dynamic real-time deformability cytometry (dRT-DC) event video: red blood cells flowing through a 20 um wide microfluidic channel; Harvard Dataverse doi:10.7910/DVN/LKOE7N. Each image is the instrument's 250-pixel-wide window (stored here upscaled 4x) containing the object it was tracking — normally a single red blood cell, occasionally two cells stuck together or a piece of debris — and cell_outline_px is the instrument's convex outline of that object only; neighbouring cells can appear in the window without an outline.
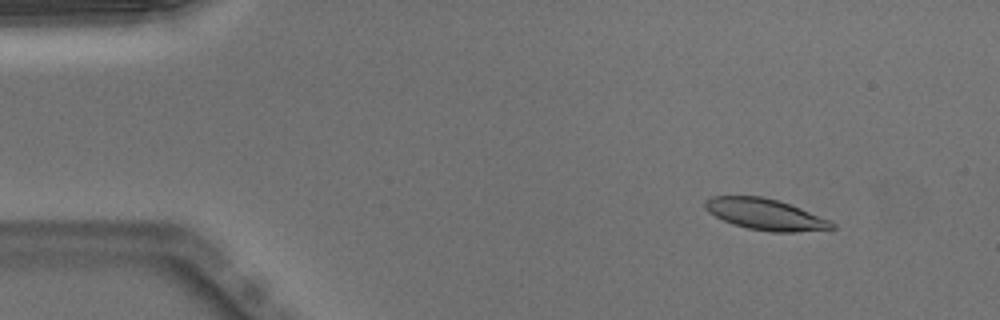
{"species": "Egyptian fruit bat (a non-hibernating species)", "species_latin": "Rousettus aegyptiacus", "temperature_condition": "warm", "stored_images_in_passage": 51, "camera_frame_rate_fps": 3000, "um_per_image_px": 0.085, "animal": {"sex": "male"}, "frame": {"image": 1, "passage_image": 6, "time_ms": 1.667, "image_size_px": [1000, 320], "cell_outline_px": [[836, 228], [796, 232], [772, 232], [748, 228], [732, 224], [708, 212], [704, 208], [704, 200], [712, 196], [764, 196], [800, 208], [828, 220], [836, 224]], "centroid_in_image_um": [65.01, 18.22], "position_along_channel_um": 20.0, "area_um2": 22.83}}
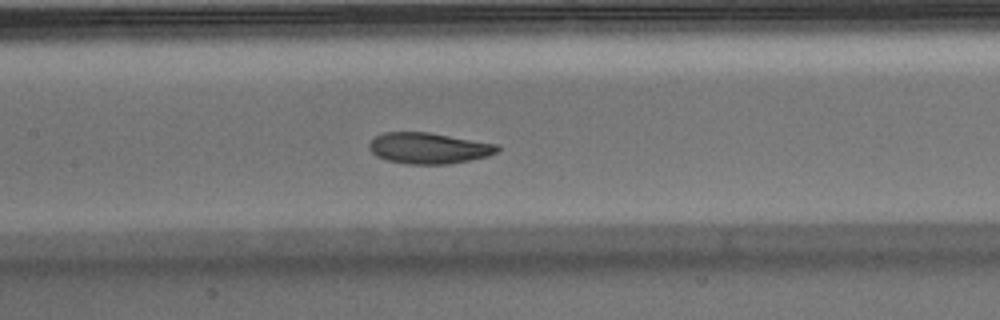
{"frame": {"image": 2, "passage_image": 24, "time_ms": 7.667, "image_size_px": [1000, 320], "cell_outline_px": [[500, 152], [488, 156], [448, 164], [404, 164], [388, 160], [376, 156], [368, 148], [368, 144], [376, 136], [384, 132], [428, 132], [500, 144]], "centroid_in_image_um": [36.47, 12.59], "position_along_channel_um": 170.9, "area_um2": 23.35}}
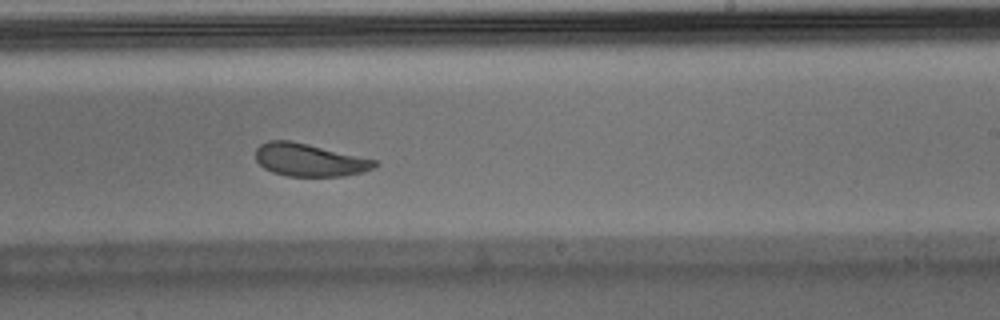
{"frame": {"image": 3, "passage_image": 31, "time_ms": 10.0, "image_size_px": [1000, 320], "cell_outline_px": [[380, 164], [364, 172], [344, 176], [288, 176], [272, 172], [264, 168], [256, 160], [256, 148], [260, 144], [268, 140], [288, 140], [308, 144], [376, 160]], "centroid_in_image_um": [26.29, 13.6], "position_along_channel_um": 262.7, "area_um2": 22.66}, "authors_computed_cell_mechanics": {"area_um2": 23.8136, "velocity_mm_per_s": 3.9407, "shape_relaxation_time_tau1_ms": 2.8021, "shape_relaxation_time_tau2_ms": 1.9562, "deformation_change_tau1": 0.1179, "deformation_change_tau2": 0.0743}}